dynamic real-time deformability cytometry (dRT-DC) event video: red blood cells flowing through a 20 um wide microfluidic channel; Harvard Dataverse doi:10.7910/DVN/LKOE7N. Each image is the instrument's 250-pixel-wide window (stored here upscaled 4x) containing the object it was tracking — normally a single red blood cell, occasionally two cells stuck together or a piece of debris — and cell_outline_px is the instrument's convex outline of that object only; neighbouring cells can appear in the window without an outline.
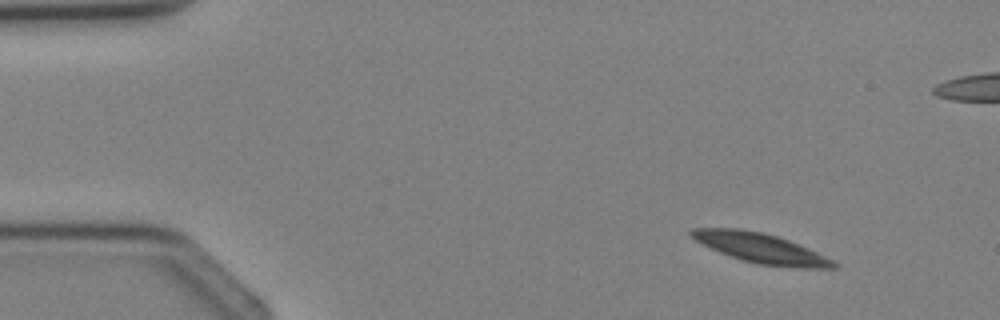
{"species": "Egyptian fruit bat (a non-hibernating species)", "species_latin": "Rousettus aegyptiacus", "temperature_condition": "cold", "stored_images_in_passage": 4, "camera_frame_rate_fps": 3000, "um_per_image_px": 0.085, "animal": {"sex": "female"}, "frame": {"image": 1, "passage_image": 1, "time_ms": 0.0, "image_size_px": [1000, 320], "cell_outline_px": [[840, 264], [836, 268], [800, 268], [756, 264], [740, 260], [720, 252], [688, 236], [688, 232], [692, 228], [740, 228], [764, 232], [788, 240], [808, 248], [836, 260]], "centroid_in_image_um": [64.7, 21.1], "position_along_channel_um": 20.3, "area_um2": 24.91}}